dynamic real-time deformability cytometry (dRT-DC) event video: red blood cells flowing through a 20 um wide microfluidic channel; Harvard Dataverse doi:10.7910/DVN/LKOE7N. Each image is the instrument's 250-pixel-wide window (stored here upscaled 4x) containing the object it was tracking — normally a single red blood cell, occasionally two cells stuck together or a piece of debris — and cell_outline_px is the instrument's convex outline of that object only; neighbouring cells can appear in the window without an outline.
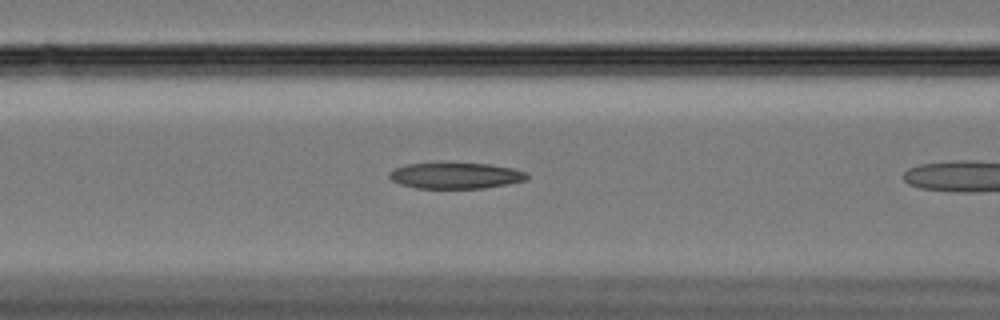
{"species": "Egyptian fruit bat (a non-hibernating species)", "species_latin": "Rousettus aegyptiacus", "temperature_condition": "cold", "stored_images_in_passage": 10, "camera_frame_rate_fps": 3000, "um_per_image_px": 0.085, "animal": {"sex": "female"}, "frame": {"image": 1, "passage_image": 9, "time_ms": 2.667, "image_size_px": [1000, 320], "cell_outline_px": [[528, 176], [524, 180], [508, 184], [484, 188], [416, 188], [400, 184], [392, 180], [388, 176], [388, 172], [396, 168], [408, 164], [488, 164], [512, 168], [524, 172]], "centroid_in_image_um": [38.7, 14.94], "position_along_channel_um": 127.9, "area_um2": 20.4}}